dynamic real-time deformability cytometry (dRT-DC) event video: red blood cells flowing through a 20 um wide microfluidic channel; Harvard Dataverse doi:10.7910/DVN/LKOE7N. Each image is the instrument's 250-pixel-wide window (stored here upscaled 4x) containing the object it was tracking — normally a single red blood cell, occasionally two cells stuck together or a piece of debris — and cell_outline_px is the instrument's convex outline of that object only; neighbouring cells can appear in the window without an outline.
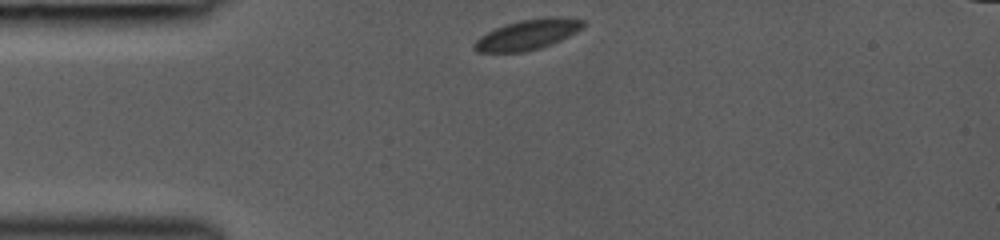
{"species": "common noctule bat (a hibernating species)", "species_latin": "Nyctalus noctula", "temperature_condition": "room temperature", "stored_images_in_passage": 21, "camera_frame_rate_fps": 3000, "um_per_image_px": 0.085, "animal": {"sex": "female", "body_mass_g": 19.0, "forearm_length_mm": 53.3}, "frame": {"image": 1, "passage_image": 1, "time_ms": 0.0, "image_size_px": [1000, 240], "cell_outline_px": [[584, 24], [576, 32], [552, 44], [540, 48], [524, 52], [476, 52], [472, 48], [472, 44], [480, 36], [504, 24], [520, 20], [544, 16], [560, 16], [584, 20]], "centroid_in_image_um": [44.82, 2.93], "position_along_channel_um": 40.2, "area_um2": 19.31}}
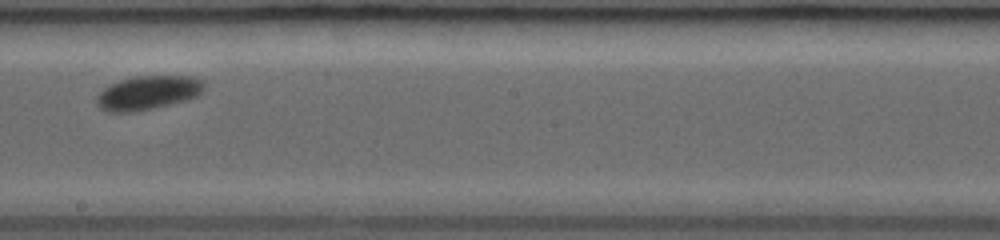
{"frame": {"image": 2, "passage_image": 12, "time_ms": 5.333, "image_size_px": [1000, 240], "cell_outline_px": [[204, 88], [196, 96], [188, 100], [152, 108], [132, 112], [108, 112], [100, 108], [96, 104], [96, 96], [104, 88], [120, 80], [132, 76], [192, 76], [204, 80]], "centroid_in_image_um": [12.57, 7.88], "position_along_channel_um": 235.6, "area_um2": 21.27}}
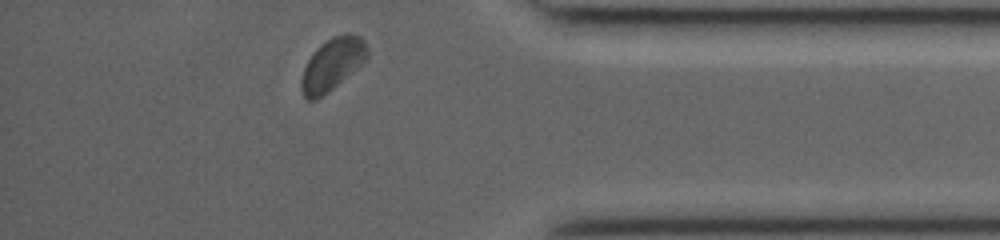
{"frame": {"image": 3, "passage_image": 21, "time_ms": 9.667, "image_size_px": [1000, 240], "cell_outline_px": [[368, 56], [360, 64], [328, 92], [316, 100], [308, 100], [304, 96], [300, 88], [300, 80], [304, 68], [312, 52], [320, 44], [332, 36], [348, 32], [360, 36], [364, 40], [368, 48]], "centroid_in_image_um": [28.22, 5.43], "position_along_channel_um": 407.0, "area_um2": 20.0}}